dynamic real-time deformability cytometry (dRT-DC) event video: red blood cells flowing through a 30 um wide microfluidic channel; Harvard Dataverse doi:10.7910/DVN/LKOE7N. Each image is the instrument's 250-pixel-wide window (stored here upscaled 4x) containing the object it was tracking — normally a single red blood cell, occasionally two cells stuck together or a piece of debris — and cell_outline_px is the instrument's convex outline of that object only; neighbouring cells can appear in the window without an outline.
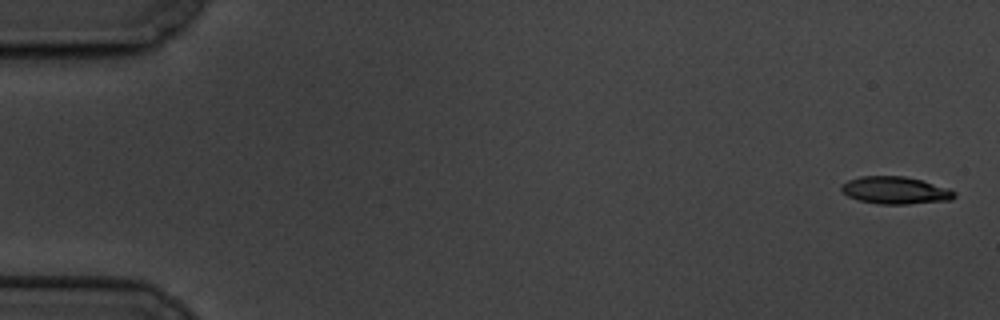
{"species": "common noctule bat (a hibernating species)", "species_latin": "Nyctalus noctula", "temperature_condition": "cold", "stored_images_in_passage": 7, "camera_frame_rate_fps": 3000, "um_per_image_px": 0.085, "animal": {"sex": "male", "body_mass_g": 19.5, "forearm_length_mm": 54.6}, "frame": {"image": 1, "passage_image": 1, "time_ms": 0.0, "image_size_px": [1000, 320], "cell_outline_px": [[956, 196], [952, 200], [908, 204], [880, 204], [860, 200], [848, 196], [840, 192], [840, 184], [848, 180], [860, 176], [904, 176], [920, 180], [948, 188], [956, 192]], "centroid_in_image_um": [76.08, 16.18], "position_along_channel_um": 8.9, "area_um2": 18.09}}
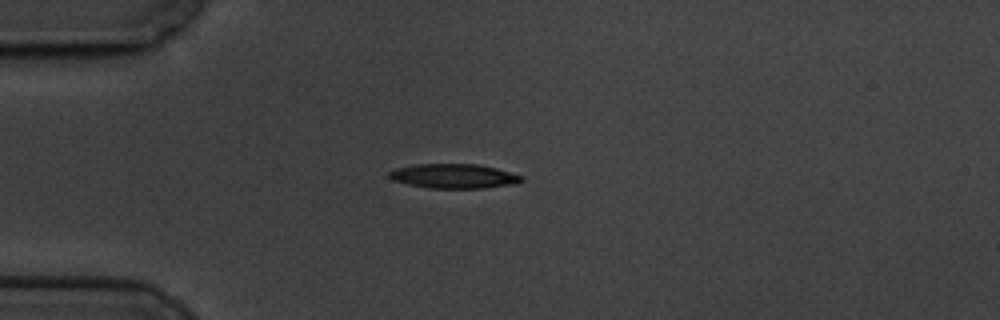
{"frame": {"image": 2, "passage_image": 5, "time_ms": 4.667, "image_size_px": [1000, 320], "cell_outline_px": [[524, 180], [516, 184], [484, 188], [428, 188], [408, 184], [392, 180], [388, 176], [388, 172], [396, 168], [416, 164], [476, 164], [496, 168], [524, 176]], "centroid_in_image_um": [38.59, 14.97], "position_along_channel_um": 46.4, "area_um2": 18.96}}
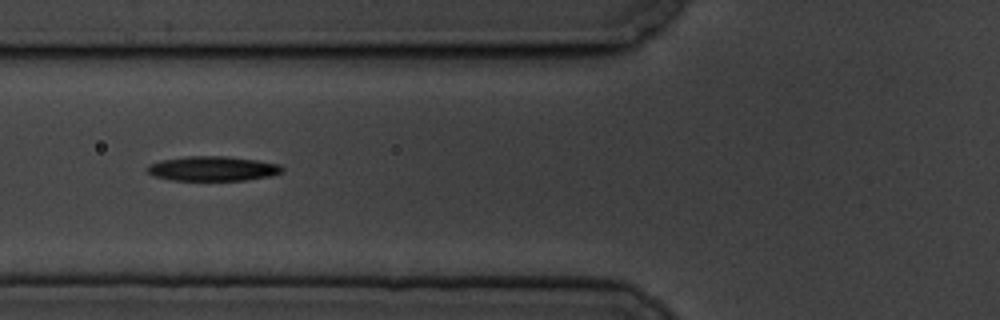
{"frame": {"image": 3, "passage_image": 7, "time_ms": 7.0, "image_size_px": [1000, 320], "cell_outline_px": [[284, 172], [272, 176], [244, 180], [172, 180], [156, 176], [148, 172], [144, 168], [148, 164], [160, 160], [188, 156], [228, 156], [256, 160], [280, 164], [284, 168]], "centroid_in_image_um": [18.1, 14.32], "position_along_channel_um": 107.7, "area_um2": 19.54}}